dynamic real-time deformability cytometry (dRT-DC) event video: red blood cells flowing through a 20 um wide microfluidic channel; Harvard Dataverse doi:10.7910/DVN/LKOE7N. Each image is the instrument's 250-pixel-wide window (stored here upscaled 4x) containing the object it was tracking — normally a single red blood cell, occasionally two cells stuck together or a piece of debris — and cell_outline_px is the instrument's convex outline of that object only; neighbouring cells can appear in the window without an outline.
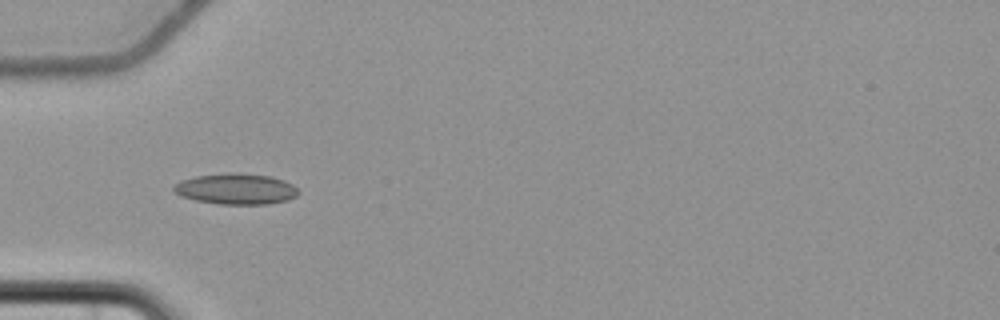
{"species": "common noctule bat (a hibernating species)", "species_latin": "Nyctalus noctula", "temperature_condition": "cold", "stored_images_in_passage": 6, "camera_frame_rate_fps": 3000, "um_per_image_px": 0.085, "animal": {"sex": "female", "body_mass_g": 22.7, "forearm_length_mm": 54.2}, "frame": {"image": 1, "passage_image": 5, "time_ms": 5.0, "image_size_px": [1000, 320], "cell_outline_px": [[300, 192], [296, 196], [288, 200], [268, 204], [216, 204], [196, 200], [180, 196], [172, 188], [180, 180], [196, 176], [232, 172], [272, 176], [284, 180], [292, 184]], "centroid_in_image_um": [20.07, 16.06], "position_along_channel_um": 64.9, "area_um2": 22.48}}
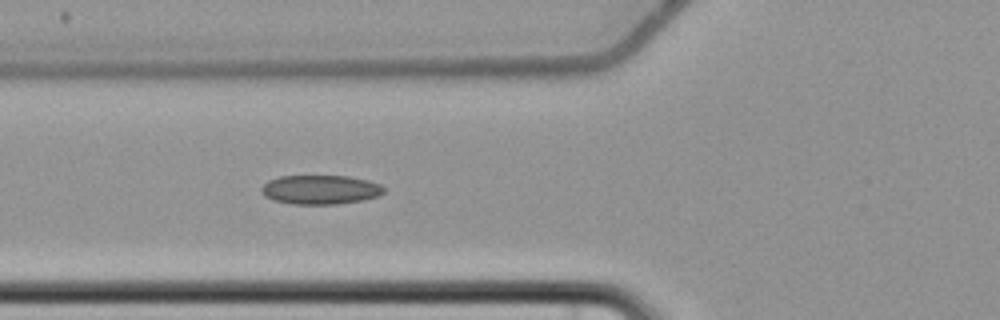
{"frame": {"image": 2, "passage_image": 6, "time_ms": 6.0, "image_size_px": [1000, 320], "cell_outline_px": [[384, 192], [376, 196], [364, 200], [336, 204], [292, 204], [272, 200], [264, 196], [260, 192], [260, 188], [268, 180], [280, 176], [348, 176], [368, 180], [380, 184], [384, 188]], "centroid_in_image_um": [27.19, 16.12], "position_along_channel_um": 98.6, "area_um2": 20.92}}